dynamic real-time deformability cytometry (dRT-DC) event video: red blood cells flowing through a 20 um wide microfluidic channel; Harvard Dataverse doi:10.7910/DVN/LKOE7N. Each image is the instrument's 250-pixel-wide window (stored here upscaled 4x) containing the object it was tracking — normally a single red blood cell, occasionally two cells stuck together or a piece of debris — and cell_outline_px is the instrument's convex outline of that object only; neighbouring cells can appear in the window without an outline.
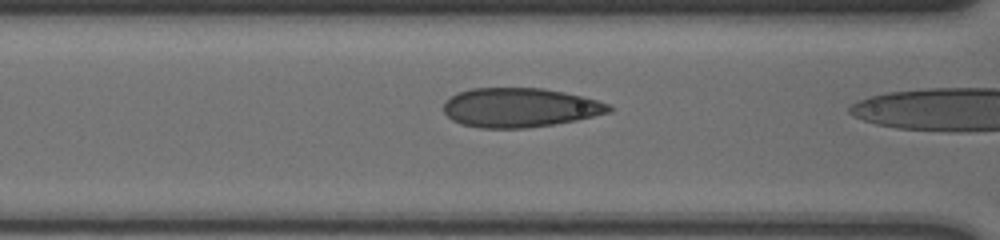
{"species": "human", "species_latin": "Homo sapiens", "temperature_condition": "cold", "stored_images_in_passage": 11, "camera_frame_rate_fps": 3000, "um_per_image_px": 0.085, "donor": {"sex": "male"}, "frame": {"image": 1, "passage_image": 10, "time_ms": 3.0, "image_size_px": [1000, 240], "cell_outline_px": [[612, 108], [608, 112], [576, 120], [552, 124], [524, 128], [480, 128], [460, 124], [452, 120], [444, 112], [444, 104], [452, 96], [460, 92], [472, 88], [544, 88], [584, 96], [608, 104]], "centroid_in_image_um": [44.16, 9.14], "position_along_channel_um": 122.4, "area_um2": 37.51}}